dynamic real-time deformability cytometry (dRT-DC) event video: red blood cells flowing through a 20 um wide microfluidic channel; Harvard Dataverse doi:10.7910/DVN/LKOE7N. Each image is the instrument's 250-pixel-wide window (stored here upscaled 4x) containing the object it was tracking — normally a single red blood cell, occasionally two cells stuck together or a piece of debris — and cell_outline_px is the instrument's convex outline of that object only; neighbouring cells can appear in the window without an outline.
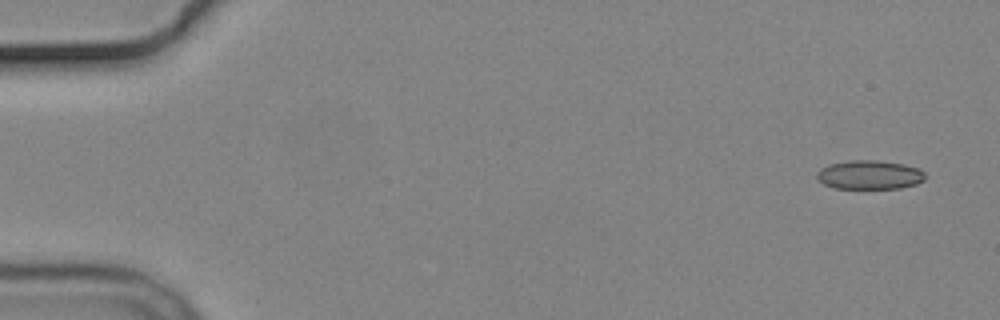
{"species": "common noctule bat (a hibernating species)", "species_latin": "Nyctalus noctula", "temperature_condition": "cold", "stored_images_in_passage": 5, "camera_frame_rate_fps": 3000, "um_per_image_px": 0.085, "animal": {"sex": "male", "body_mass_g": 19.2, "forearm_length_mm": 51.8}, "frame": {"image": 1, "passage_image": 1, "time_ms": 0.0, "image_size_px": [1000, 320], "cell_outline_px": [[924, 180], [916, 184], [900, 188], [832, 188], [824, 184], [816, 176], [816, 172], [820, 168], [828, 164], [848, 160], [876, 160], [904, 164], [920, 168], [924, 172]], "centroid_in_image_um": [73.9, 14.85], "position_along_channel_um": 11.1, "area_um2": 18.38}}